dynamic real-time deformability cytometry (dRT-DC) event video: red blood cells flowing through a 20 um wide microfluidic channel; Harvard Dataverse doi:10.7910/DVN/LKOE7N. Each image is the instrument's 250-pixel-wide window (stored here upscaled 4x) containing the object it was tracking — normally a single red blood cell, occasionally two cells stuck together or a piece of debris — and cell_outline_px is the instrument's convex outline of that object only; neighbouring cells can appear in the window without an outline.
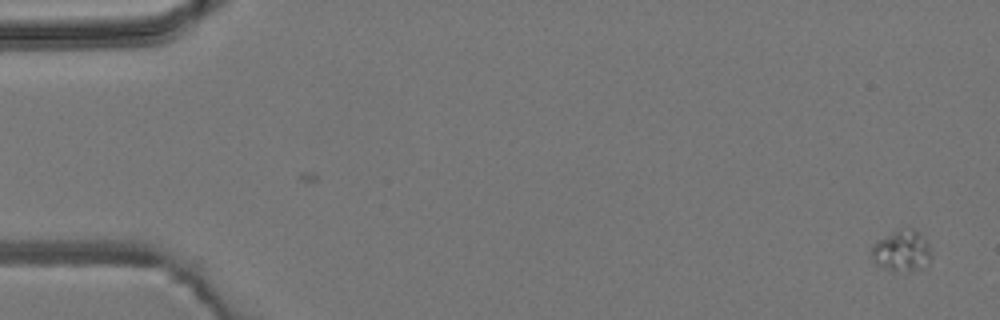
{"species": "common noctule bat (a hibernating species)", "species_latin": "Nyctalus noctula", "temperature_condition": "room temperature", "stored_images_in_passage": 2, "camera_frame_rate_fps": 3000, "um_per_image_px": 0.085, "animal": {"sex": "male", "body_mass_g": 19.2, "forearm_length_mm": 51.8}, "frame": {"image": 1, "passage_image": 2, "time_ms": 1.333, "image_size_px": [1000, 320], "cell_outline_px": [[932, 256], [920, 268], [892, 272], [876, 264], [872, 260], [872, 244], [900, 228], [912, 228], [928, 244]], "centroid_in_image_um": [76.6, 21.33], "position_along_channel_um": 8.4, "area_um2": 13.87}}